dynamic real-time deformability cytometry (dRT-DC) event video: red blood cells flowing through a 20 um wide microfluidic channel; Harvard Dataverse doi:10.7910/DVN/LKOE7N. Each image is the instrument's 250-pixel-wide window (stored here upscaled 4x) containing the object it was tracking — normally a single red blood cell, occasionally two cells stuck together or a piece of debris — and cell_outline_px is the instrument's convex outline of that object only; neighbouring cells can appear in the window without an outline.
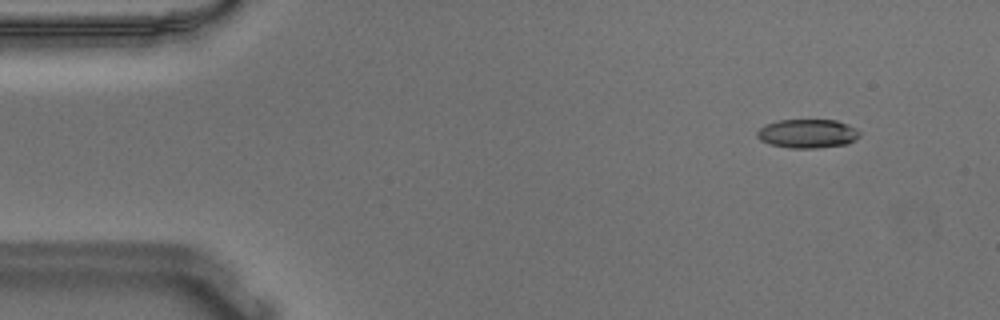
{"species": "Egyptian fruit bat (a non-hibernating species)", "species_latin": "Rousettus aegyptiacus", "temperature_condition": "warm", "stored_images_in_passage": 53, "camera_frame_rate_fps": 3000, "um_per_image_px": 0.085, "animal": {"sex": "male"}, "frame": {"image": 1, "passage_image": 5, "time_ms": 1.333, "image_size_px": [1000, 320], "cell_outline_px": [[860, 136], [856, 140], [848, 144], [816, 148], [792, 148], [768, 144], [760, 140], [756, 136], [756, 132], [764, 124], [776, 120], [836, 120], [848, 124], [856, 128], [860, 132]], "centroid_in_image_um": [68.64, 11.35], "position_along_channel_um": 16.4, "area_um2": 17.51}}
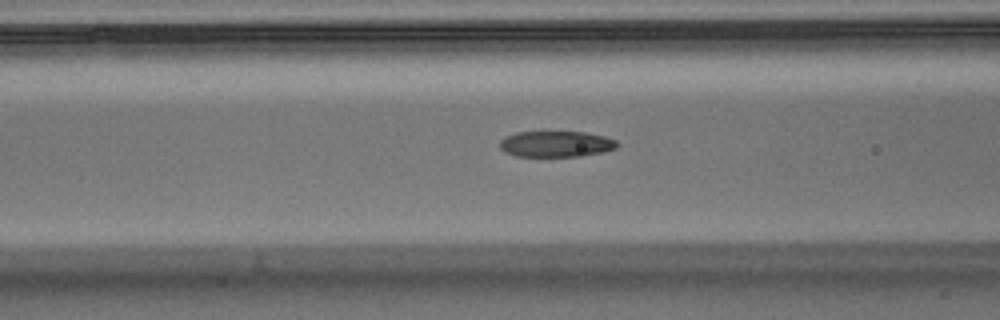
{"frame": {"image": 2, "passage_image": 21, "time_ms": 6.667, "image_size_px": [1000, 320], "cell_outline_px": [[616, 148], [604, 152], [580, 156], [516, 156], [504, 152], [500, 148], [500, 140], [516, 132], [584, 132], [604, 136], [616, 140]], "centroid_in_image_um": [47.25, 12.24], "position_along_channel_um": 119.3, "area_um2": 17.63}}
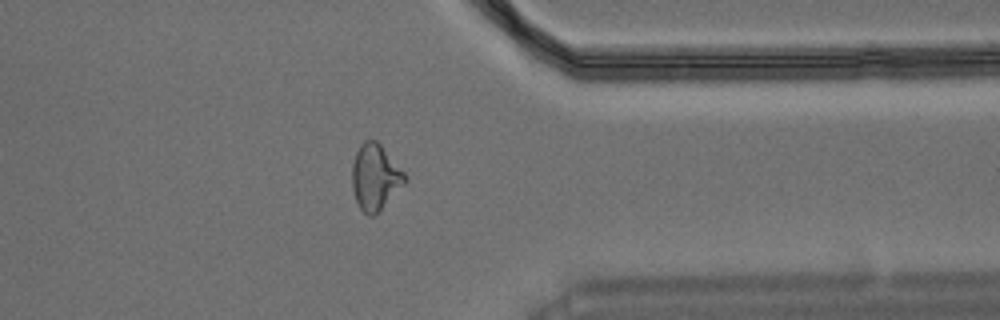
{"frame": {"image": 3, "passage_image": 43, "time_ms": 14.0, "image_size_px": [1000, 320], "cell_outline_px": [[408, 180], [372, 216], [368, 216], [360, 208], [356, 200], [352, 188], [352, 164], [356, 152], [360, 144], [364, 140], [376, 140], [380, 144], [404, 172]], "centroid_in_image_um": [31.87, 15.02], "position_along_channel_um": 379.5, "area_um2": 19.83}, "authors_computed_cell_mechanics": {"area_um2": 18.5538, "velocity_mm_per_s": 3.6609, "shape_relaxation_time_tau1_ms": null, "shape_relaxation_time_tau2_ms": 1.9098, "deformation_change_tau1": null, "deformation_change_tau2": 0.0886}}